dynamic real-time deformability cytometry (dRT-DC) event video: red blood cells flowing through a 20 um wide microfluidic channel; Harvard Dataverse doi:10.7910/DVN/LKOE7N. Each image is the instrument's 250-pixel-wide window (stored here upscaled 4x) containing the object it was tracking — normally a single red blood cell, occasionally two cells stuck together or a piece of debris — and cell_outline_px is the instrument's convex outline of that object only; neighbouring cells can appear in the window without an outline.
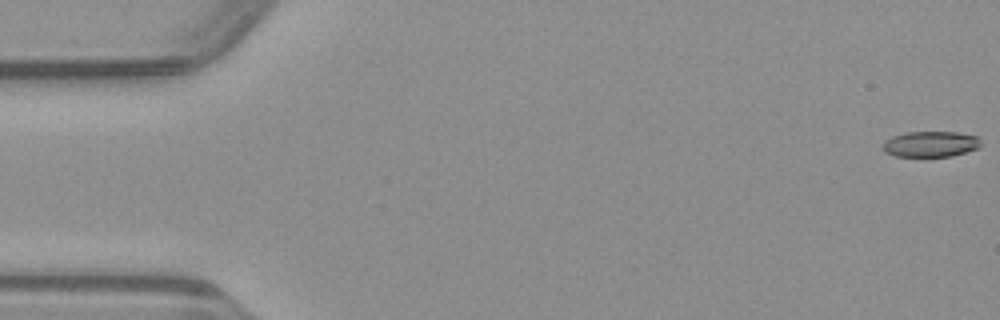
{"species": "common noctule bat (a hibernating species)", "species_latin": "Nyctalus noctula", "temperature_condition": "warm", "stored_images_in_passage": 15, "camera_frame_rate_fps": 3000, "um_per_image_px": 0.085, "animal": {"sex": "male", "body_mass_g": 23.1, "forearm_length_mm": 52.7}, "frame": {"image": 1, "passage_image": 1, "time_ms": 0.0, "image_size_px": [1000, 320], "cell_outline_px": [[980, 148], [952, 156], [896, 156], [884, 152], [880, 148], [884, 140], [892, 136], [908, 132], [956, 132], [976, 136], [980, 140]], "centroid_in_image_um": [79.06, 12.25], "position_along_channel_um": 5.9, "area_um2": 14.8}}
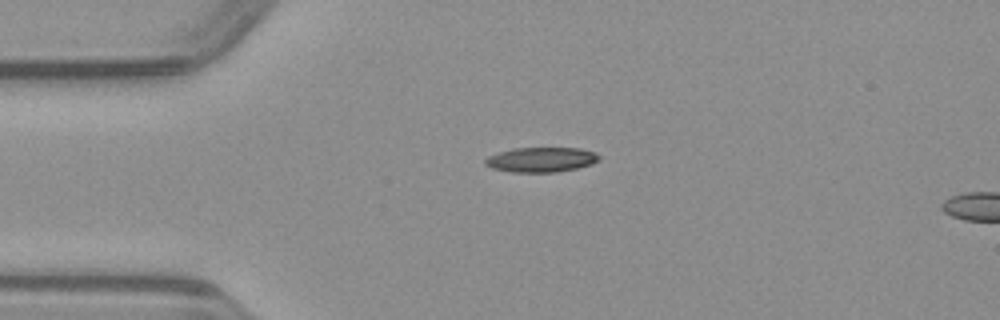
{"frame": {"image": 2, "passage_image": 12, "time_ms": 3.667, "image_size_px": [1000, 320], "cell_outline_px": [[600, 160], [592, 164], [576, 168], [556, 172], [512, 172], [492, 168], [484, 164], [484, 160], [488, 156], [512, 148], [580, 148], [596, 152], [600, 156]], "centroid_in_image_um": [46.02, 13.56], "position_along_channel_um": 39.0, "area_um2": 16.53}}